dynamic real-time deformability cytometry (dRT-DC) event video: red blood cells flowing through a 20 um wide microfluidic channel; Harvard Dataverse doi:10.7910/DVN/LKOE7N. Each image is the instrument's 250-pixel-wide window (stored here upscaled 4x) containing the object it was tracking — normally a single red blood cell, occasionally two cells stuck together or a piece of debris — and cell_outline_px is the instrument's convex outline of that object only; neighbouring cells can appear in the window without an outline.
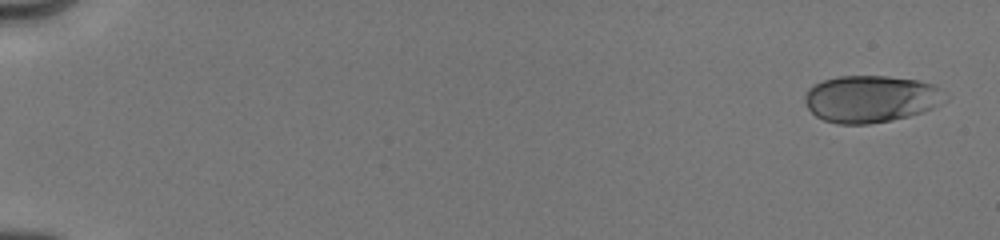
{"species": "human", "species_latin": "Homo sapiens", "temperature_condition": "cold", "stored_images_in_passage": 17, "camera_frame_rate_fps": 3000, "um_per_image_px": 0.085, "donor": {"sex": "male"}, "frame": {"image": 1, "passage_image": 1, "time_ms": 0.0, "image_size_px": [1000, 240], "cell_outline_px": [[948, 100], [932, 108], [908, 116], [892, 120], [868, 124], [836, 124], [824, 120], [816, 116], [808, 108], [804, 100], [804, 96], [808, 88], [824, 80], [840, 76], [888, 76], [916, 80], [932, 84], [940, 88], [948, 96]], "centroid_in_image_um": [74.03, 8.41], "position_along_channel_um": 11.0, "area_um2": 38.49}}
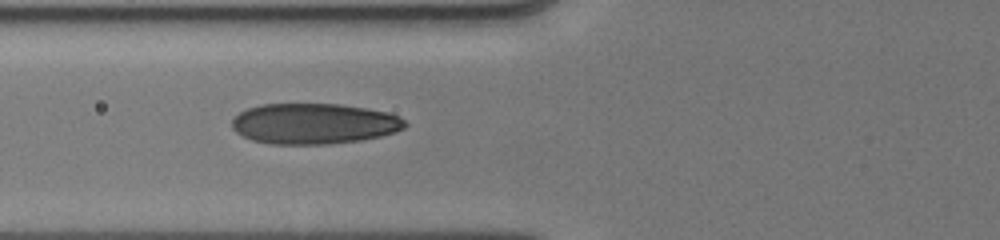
{"frame": {"image": 2, "passage_image": 10, "time_ms": 6.667, "image_size_px": [1000, 240], "cell_outline_px": [[408, 124], [404, 128], [380, 136], [360, 140], [328, 144], [272, 144], [252, 140], [236, 132], [232, 128], [232, 116], [248, 108], [260, 104], [340, 104], [388, 112], [400, 116]], "centroid_in_image_um": [26.66, 10.5], "position_along_channel_um": 99.1, "area_um2": 41.04}}
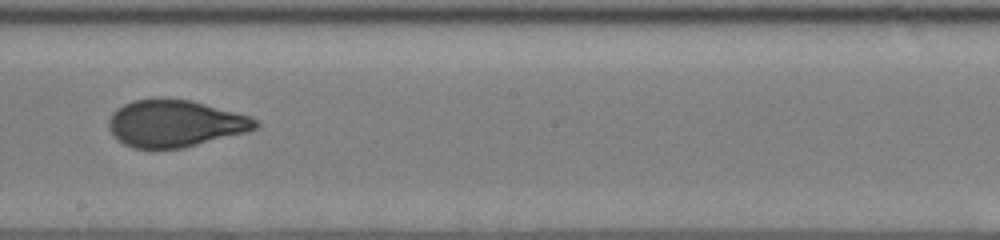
{"frame": {"image": 3, "passage_image": 15, "time_ms": 10.0, "image_size_px": [1000, 240], "cell_outline_px": [[260, 124], [256, 128], [248, 132], [184, 148], [132, 148], [116, 140], [108, 128], [108, 120], [112, 112], [116, 108], [132, 100], [152, 96], [160, 96], [192, 100], [252, 116]], "centroid_in_image_um": [14.86, 10.46], "position_along_channel_um": 233.3, "area_um2": 41.21}}